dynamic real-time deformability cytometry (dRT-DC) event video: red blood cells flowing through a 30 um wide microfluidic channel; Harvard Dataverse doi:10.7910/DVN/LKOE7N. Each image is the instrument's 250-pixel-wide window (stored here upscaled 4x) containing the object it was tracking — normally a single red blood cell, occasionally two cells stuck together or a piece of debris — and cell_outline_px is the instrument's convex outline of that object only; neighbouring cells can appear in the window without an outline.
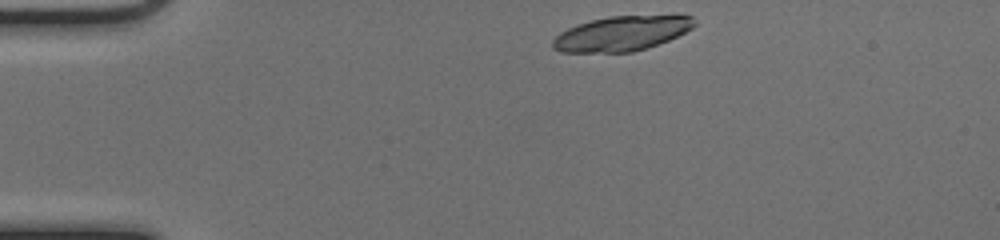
{"species": "common noctule bat (a hibernating species)", "species_latin": "Nyctalus noctula", "temperature_condition": "cold", "stored_images_in_passage": 37, "camera_frame_rate_fps": 3000, "um_per_image_px": 0.085, "animal": {"sex": "female", "body_mass_g": 17.0, "forearm_length_mm": 48.0}, "frame": {"image": 1, "passage_image": 1, "time_ms": 0.0, "image_size_px": [1000, 240], "cell_outline_px": [[696, 24], [692, 28], [668, 40], [632, 52], [560, 52], [552, 48], [552, 40], [560, 32], [576, 24], [608, 16], [692, 16], [696, 20]], "centroid_in_image_um": [52.78, 2.85], "position_along_channel_um": 32.2, "area_um2": 28.38}}